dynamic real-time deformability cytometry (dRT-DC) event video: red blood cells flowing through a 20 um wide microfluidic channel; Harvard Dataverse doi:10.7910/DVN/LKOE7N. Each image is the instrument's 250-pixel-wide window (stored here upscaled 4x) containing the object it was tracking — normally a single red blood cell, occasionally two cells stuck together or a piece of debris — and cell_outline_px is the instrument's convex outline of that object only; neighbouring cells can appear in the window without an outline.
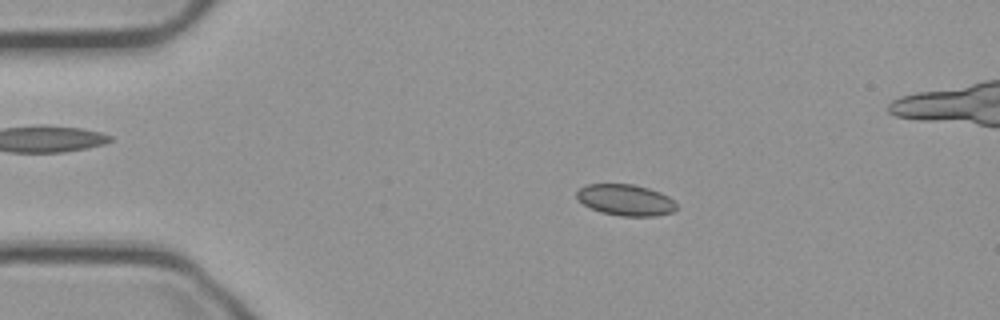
{"species": "common noctule bat (a hibernating species)", "species_latin": "Nyctalus noctula", "temperature_condition": "cold", "stored_images_in_passage": 56, "camera_frame_rate_fps": 3000, "um_per_image_px": 0.085, "animal": {"sex": "male", "body_mass_g": 23.1, "forearm_length_mm": 52.7}, "frame": {"image": 1, "passage_image": 11, "time_ms": 3.333, "image_size_px": [1000, 320], "cell_outline_px": [[676, 208], [672, 212], [656, 216], [620, 216], [600, 212], [584, 204], [576, 196], [576, 192], [580, 188], [588, 184], [632, 184], [648, 188], [660, 192], [668, 196], [676, 204]], "centroid_in_image_um": [53.18, 17.0], "position_along_channel_um": 31.8, "area_um2": 18.03}}
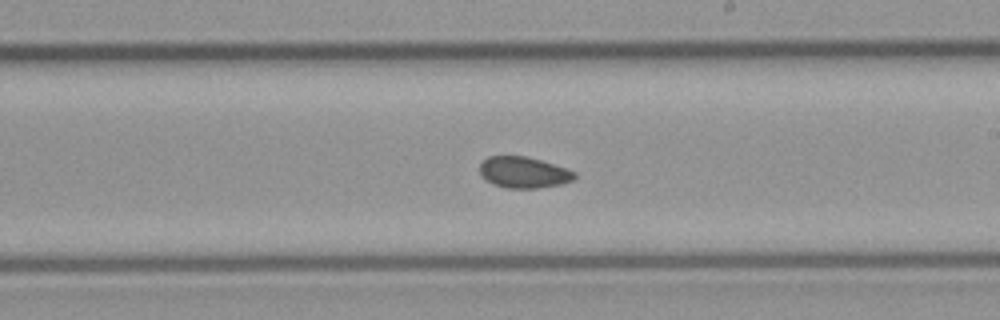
{"frame": {"image": 2, "passage_image": 32, "time_ms": 10.333, "image_size_px": [1000, 320], "cell_outline_px": [[576, 176], [572, 180], [560, 184], [536, 188], [508, 188], [492, 184], [480, 172], [480, 164], [488, 156], [524, 156], [540, 160], [568, 168], [576, 172]], "centroid_in_image_um": [44.53, 14.65], "position_along_channel_um": 244.5, "area_um2": 17.05}}
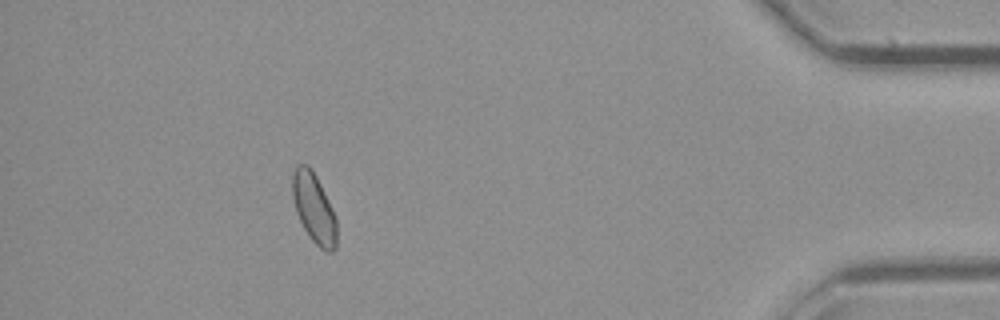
{"frame": {"image": 3, "passage_image": 50, "time_ms": 16.333, "image_size_px": [1000, 320], "cell_outline_px": [[336, 248], [332, 252], [328, 252], [320, 248], [312, 240], [304, 228], [296, 212], [292, 196], [292, 176], [296, 164], [308, 164], [316, 176], [336, 216]], "centroid_in_image_um": [26.68, 17.68], "position_along_channel_um": 408.5, "area_um2": 17.92}, "authors_computed_cell_mechanics": {"area_um2": 17.918, "velocity_mm_per_s": 3.7006, "shape_relaxation_time_tau1_ms": null, "shape_relaxation_time_tau2_ms": 4.1892, "deformation_change_tau1": null, "deformation_change_tau2": 0.0629}}